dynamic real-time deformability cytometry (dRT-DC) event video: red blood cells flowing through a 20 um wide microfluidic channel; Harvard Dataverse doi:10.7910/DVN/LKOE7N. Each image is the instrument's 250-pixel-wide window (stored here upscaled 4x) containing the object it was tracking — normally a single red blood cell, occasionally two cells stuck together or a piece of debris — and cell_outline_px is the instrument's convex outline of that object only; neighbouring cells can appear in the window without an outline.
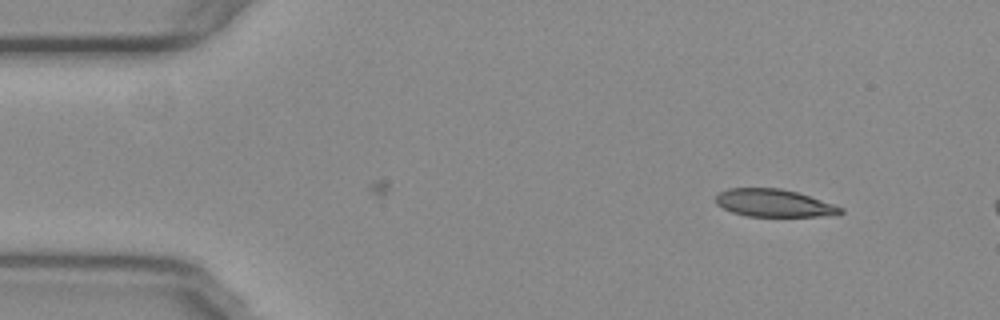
{"species": "common noctule bat (a hibernating species)", "species_latin": "Nyctalus noctula", "temperature_condition": "warm", "stored_images_in_passage": 8, "camera_frame_rate_fps": 3000, "um_per_image_px": 0.085, "animal": {"sex": "female", "body_mass_g": 29.2, "forearm_length_mm": 56.3}, "frame": {"image": 1, "passage_image": 1, "time_ms": 0.0, "image_size_px": [1000, 320], "cell_outline_px": [[844, 212], [840, 216], [744, 216], [732, 212], [716, 204], [716, 196], [720, 192], [728, 188], [780, 188], [796, 192], [844, 208]], "centroid_in_image_um": [65.81, 17.27], "position_along_channel_um": 19.2, "area_um2": 20.06}}